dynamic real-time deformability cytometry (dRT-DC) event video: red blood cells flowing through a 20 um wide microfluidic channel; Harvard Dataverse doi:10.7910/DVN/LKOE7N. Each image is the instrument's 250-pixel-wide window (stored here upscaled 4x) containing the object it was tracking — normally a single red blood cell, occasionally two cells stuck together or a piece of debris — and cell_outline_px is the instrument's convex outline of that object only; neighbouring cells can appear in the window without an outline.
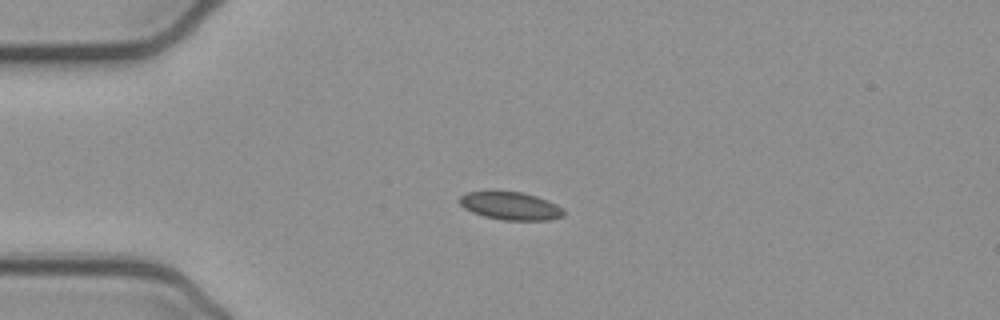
{"species": "common noctule bat (a hibernating species)", "species_latin": "Nyctalus noctula", "temperature_condition": "cold", "stored_images_in_passage": 41, "camera_frame_rate_fps": 3000, "um_per_image_px": 0.085, "animal": {"sex": "female", "body_mass_g": 21.9}, "frame": {"image": 1, "passage_image": 1, "time_ms": 0.0, "image_size_px": [1000, 320], "cell_outline_px": [[564, 216], [548, 220], [504, 220], [484, 216], [472, 212], [464, 208], [460, 204], [460, 196], [468, 192], [520, 192], [536, 196], [548, 200], [556, 204], [564, 212]], "centroid_in_image_um": [43.4, 17.51], "position_along_channel_um": 41.6, "area_um2": 16.65}}
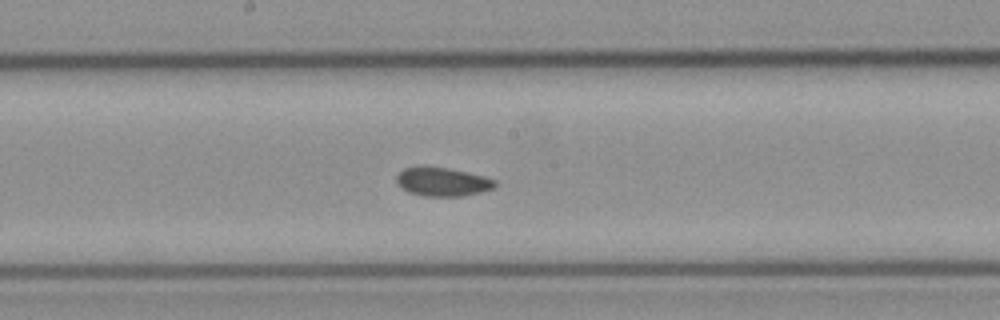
{"frame": {"image": 2, "passage_image": 16, "time_ms": 5.0, "image_size_px": [1000, 320], "cell_outline_px": [[496, 184], [492, 188], [480, 192], [460, 196], [424, 196], [408, 192], [400, 188], [396, 184], [396, 176], [404, 168], [448, 168], [468, 172], [484, 176], [496, 180]], "centroid_in_image_um": [37.59, 15.47], "position_along_channel_um": 210.6, "area_um2": 16.18}}
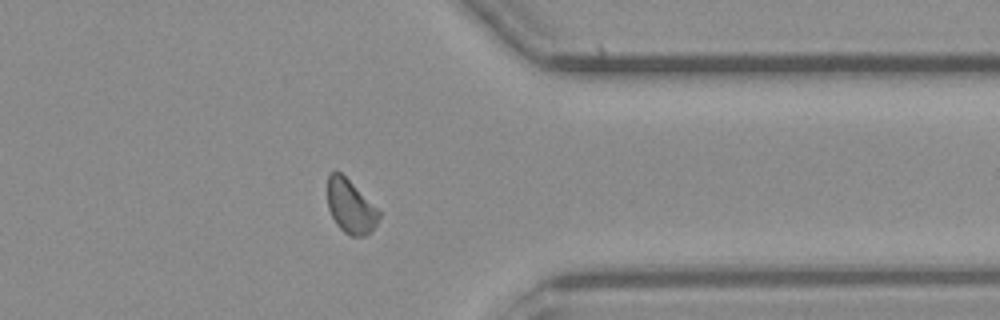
{"frame": {"image": 3, "passage_image": 30, "time_ms": 9.667, "image_size_px": [1000, 320], "cell_outline_px": [[380, 216], [376, 224], [364, 236], [352, 236], [344, 232], [336, 224], [328, 208], [328, 176], [332, 172], [340, 172], [380, 212]], "centroid_in_image_um": [29.77, 17.58], "position_along_channel_um": 381.6, "area_um2": 15.49}, "authors_computed_cell_mechanics": {"area_um2": 16.3574, "velocity_mm_per_s": 3.8731, "shape_relaxation_time_tau1_ms": 6.2893, "shape_relaxation_time_tau2_ms": null, "deformation_change_tau1": 0.0601, "deformation_change_tau2": null}}